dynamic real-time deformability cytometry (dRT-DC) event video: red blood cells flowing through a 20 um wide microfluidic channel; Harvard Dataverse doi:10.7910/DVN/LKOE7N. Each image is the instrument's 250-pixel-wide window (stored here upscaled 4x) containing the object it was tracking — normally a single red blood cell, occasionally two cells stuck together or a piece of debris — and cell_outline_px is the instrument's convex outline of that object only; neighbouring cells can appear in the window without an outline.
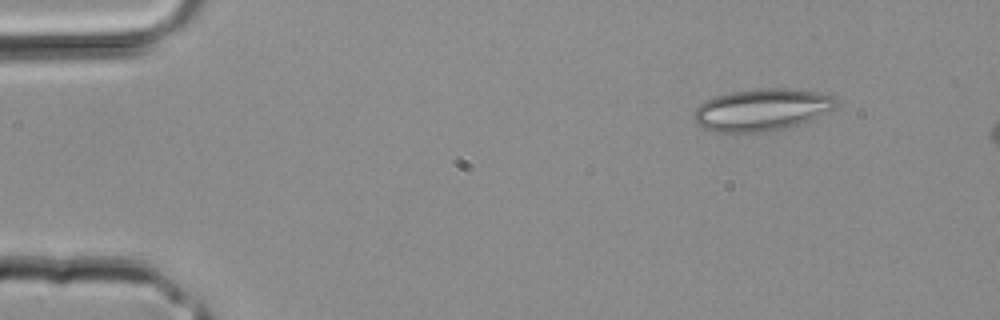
{"species": "common noctule bat (a hibernating species)", "species_latin": "Nyctalus noctula", "temperature_condition": "room temperature", "stored_images_in_passage": 2, "camera_frame_rate_fps": 3000, "um_per_image_px": 0.085, "animal": {"sex": "male", "body_mass_g": 20.4}, "frame": {"image": 1, "passage_image": 1, "time_ms": 0.0, "image_size_px": [1000, 320], "cell_outline_px": [[840, 104], [800, 124], [788, 128], [764, 132], [712, 132], [704, 128], [692, 116], [696, 108], [704, 100], [728, 92], [756, 88], [784, 88], [816, 92], [832, 96], [840, 100]], "centroid_in_image_um": [64.73, 9.32], "position_along_channel_um": 20.3, "area_um2": 34.85}}